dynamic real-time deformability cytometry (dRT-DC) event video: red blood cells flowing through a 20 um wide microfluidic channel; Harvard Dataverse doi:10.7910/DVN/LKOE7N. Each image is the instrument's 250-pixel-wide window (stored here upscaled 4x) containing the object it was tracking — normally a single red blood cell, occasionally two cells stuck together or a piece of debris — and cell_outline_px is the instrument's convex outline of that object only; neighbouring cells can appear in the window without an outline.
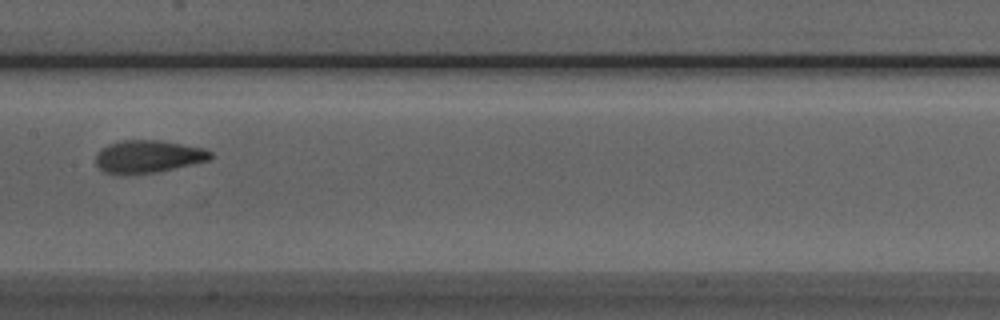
{"species": "Egyptian fruit bat (a non-hibernating species)", "species_latin": "Rousettus aegyptiacus", "temperature_condition": "room temperature", "stored_images_in_passage": 9, "camera_frame_rate_fps": 3000, "um_per_image_px": 0.085, "animal": {"sex": "male"}, "frame": {"image": 1, "passage_image": 8, "time_ms": 8.333, "image_size_px": [1000, 320], "cell_outline_px": [[212, 156], [208, 160], [192, 164], [156, 172], [120, 176], [104, 172], [96, 164], [96, 152], [108, 144], [120, 140], [160, 140], [204, 148], [212, 152]], "centroid_in_image_um": [12.54, 13.31], "position_along_channel_um": 194.9, "area_um2": 22.02}}
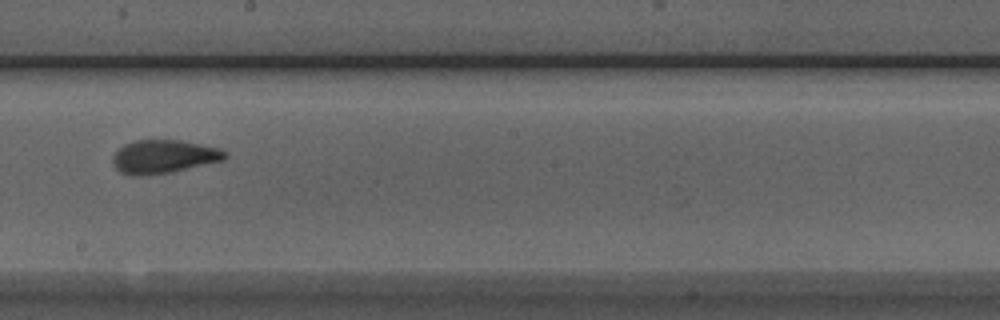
{"frame": {"image": 2, "passage_image": 9, "time_ms": 9.333, "image_size_px": [1000, 320], "cell_outline_px": [[228, 156], [224, 160], [172, 172], [140, 176], [132, 176], [120, 172], [112, 164], [112, 156], [124, 144], [136, 140], [180, 140], [220, 148], [228, 152]], "centroid_in_image_um": [13.92, 13.32], "position_along_channel_um": 234.3, "area_um2": 22.02}}